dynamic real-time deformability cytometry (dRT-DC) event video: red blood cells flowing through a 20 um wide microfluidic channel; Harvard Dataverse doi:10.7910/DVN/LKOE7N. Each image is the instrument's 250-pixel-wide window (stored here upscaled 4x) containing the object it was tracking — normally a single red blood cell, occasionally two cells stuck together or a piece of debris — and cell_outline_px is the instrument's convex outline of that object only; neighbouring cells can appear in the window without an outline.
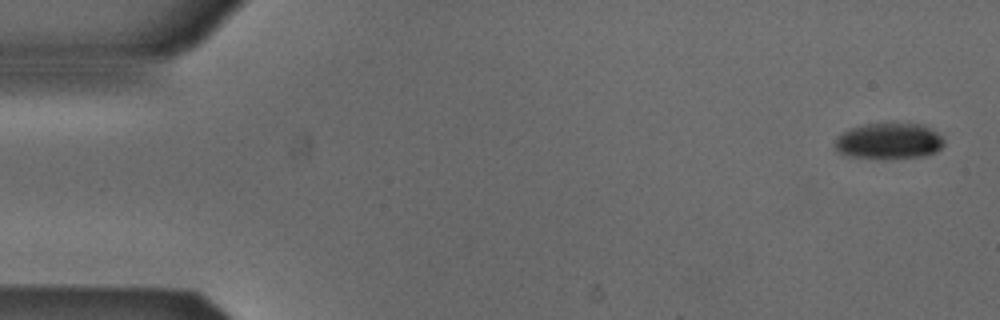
{"species": "Egyptian fruit bat (a non-hibernating species)", "species_latin": "Rousettus aegyptiacus", "temperature_condition": "cold", "stored_images_in_passage": 5, "camera_frame_rate_fps": 3000, "um_per_image_px": 0.085, "animal": {"sex": "male"}, "frame": {"image": 1, "passage_image": 1, "time_ms": 0.0, "image_size_px": [1000, 320], "cell_outline_px": [[944, 144], [936, 152], [924, 156], [852, 156], [840, 152], [836, 148], [836, 136], [852, 128], [864, 124], [892, 120], [924, 124], [936, 132], [944, 140]], "centroid_in_image_um": [75.61, 11.89], "position_along_channel_um": 9.4, "area_um2": 22.72}}
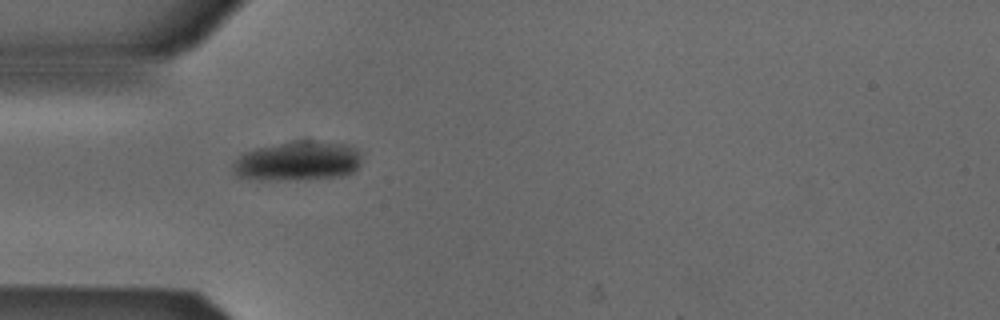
{"frame": {"image": 2, "passage_image": 4, "time_ms": 1.0, "image_size_px": [1000, 320], "cell_outline_px": [[360, 164], [352, 172], [340, 176], [308, 180], [268, 180], [236, 176], [232, 168], [232, 164], [244, 152], [256, 148], [296, 140], [308, 140], [344, 144], [356, 148], [360, 152]], "centroid_in_image_um": [25.31, 13.7], "position_along_channel_um": 59.7, "area_um2": 29.71}}
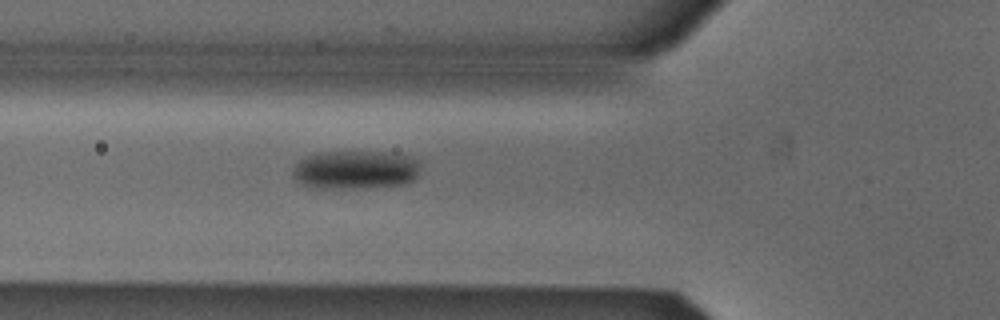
{"frame": {"image": 3, "passage_image": 5, "time_ms": 1.333, "image_size_px": [1000, 320], "cell_outline_px": [[420, 168], [416, 180], [408, 184], [368, 188], [312, 188], [300, 184], [292, 176], [292, 168], [304, 156], [320, 152], [384, 152], [408, 156], [416, 160], [420, 164]], "centroid_in_image_um": [30.2, 14.45], "position_along_channel_um": 95.6, "area_um2": 29.25}}